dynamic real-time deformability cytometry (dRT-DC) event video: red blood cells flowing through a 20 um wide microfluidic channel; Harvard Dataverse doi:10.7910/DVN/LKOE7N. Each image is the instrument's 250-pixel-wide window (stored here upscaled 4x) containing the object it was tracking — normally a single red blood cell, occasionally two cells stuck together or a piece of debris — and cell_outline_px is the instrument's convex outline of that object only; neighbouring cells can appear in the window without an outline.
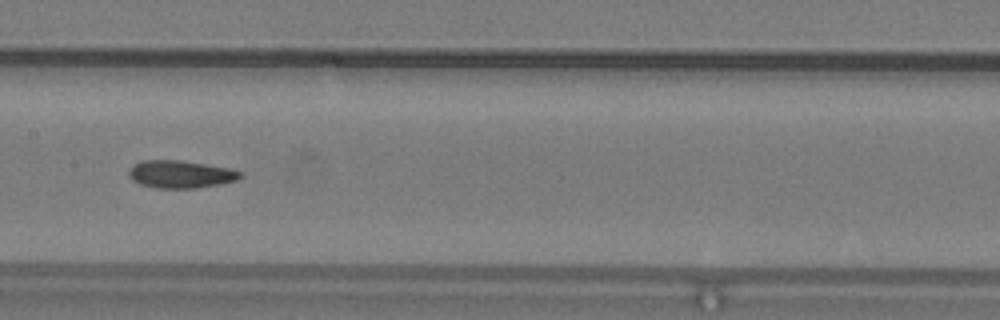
{"species": "common noctule bat (a hibernating species)", "species_latin": "Nyctalus noctula", "temperature_condition": "warm", "stored_images_in_passage": 35, "camera_frame_rate_fps": 3000, "um_per_image_px": 0.085, "animal": {"sex": "male", "body_mass_g": 19.2, "forearm_length_mm": 51.8}, "frame": {"image": 1, "passage_image": 11, "time_ms": 3.333, "image_size_px": [1000, 320], "cell_outline_px": [[244, 176], [236, 180], [220, 184], [196, 188], [156, 188], [140, 184], [132, 180], [128, 176], [128, 168], [132, 164], [140, 160], [180, 160], [232, 168], [244, 172]], "centroid_in_image_um": [15.35, 14.8], "position_along_channel_um": 192.1, "area_um2": 18.32}, "authors_computed_cell_mechanics": {"area_um2": 17.6868, "velocity_mm_per_s": 4.2482, "shape_relaxation_time_tau1_ms": null, "shape_relaxation_time_tau2_ms": 3.2597, "deformation_change_tau1": null, "deformation_change_tau2": 0.1139}}